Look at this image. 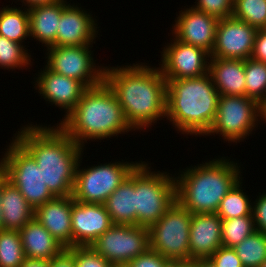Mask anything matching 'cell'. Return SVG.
<instances>
[{
  "instance_id": "cell-42",
  "label": "cell",
  "mask_w": 266,
  "mask_h": 267,
  "mask_svg": "<svg viewBox=\"0 0 266 267\" xmlns=\"http://www.w3.org/2000/svg\"><path fill=\"white\" fill-rule=\"evenodd\" d=\"M20 2H22V7L23 5L26 7H32L35 5H42V4H49V3H53L57 0H18Z\"/></svg>"
},
{
  "instance_id": "cell-39",
  "label": "cell",
  "mask_w": 266,
  "mask_h": 267,
  "mask_svg": "<svg viewBox=\"0 0 266 267\" xmlns=\"http://www.w3.org/2000/svg\"><path fill=\"white\" fill-rule=\"evenodd\" d=\"M49 267H76L74 246L64 248L59 254L49 260Z\"/></svg>"
},
{
  "instance_id": "cell-27",
  "label": "cell",
  "mask_w": 266,
  "mask_h": 267,
  "mask_svg": "<svg viewBox=\"0 0 266 267\" xmlns=\"http://www.w3.org/2000/svg\"><path fill=\"white\" fill-rule=\"evenodd\" d=\"M242 179H240L233 188L221 200L216 214L222 219H232L240 216L252 215V202L243 192Z\"/></svg>"
},
{
  "instance_id": "cell-23",
  "label": "cell",
  "mask_w": 266,
  "mask_h": 267,
  "mask_svg": "<svg viewBox=\"0 0 266 267\" xmlns=\"http://www.w3.org/2000/svg\"><path fill=\"white\" fill-rule=\"evenodd\" d=\"M19 232L27 259L49 261L65 248L34 218Z\"/></svg>"
},
{
  "instance_id": "cell-28",
  "label": "cell",
  "mask_w": 266,
  "mask_h": 267,
  "mask_svg": "<svg viewBox=\"0 0 266 267\" xmlns=\"http://www.w3.org/2000/svg\"><path fill=\"white\" fill-rule=\"evenodd\" d=\"M234 249L243 267H260L266 260V234L255 231Z\"/></svg>"
},
{
  "instance_id": "cell-6",
  "label": "cell",
  "mask_w": 266,
  "mask_h": 267,
  "mask_svg": "<svg viewBox=\"0 0 266 267\" xmlns=\"http://www.w3.org/2000/svg\"><path fill=\"white\" fill-rule=\"evenodd\" d=\"M151 170L145 161L136 167V225L148 229L177 201L176 174Z\"/></svg>"
},
{
  "instance_id": "cell-33",
  "label": "cell",
  "mask_w": 266,
  "mask_h": 267,
  "mask_svg": "<svg viewBox=\"0 0 266 267\" xmlns=\"http://www.w3.org/2000/svg\"><path fill=\"white\" fill-rule=\"evenodd\" d=\"M232 16L256 29H265L266 0H233Z\"/></svg>"
},
{
  "instance_id": "cell-29",
  "label": "cell",
  "mask_w": 266,
  "mask_h": 267,
  "mask_svg": "<svg viewBox=\"0 0 266 267\" xmlns=\"http://www.w3.org/2000/svg\"><path fill=\"white\" fill-rule=\"evenodd\" d=\"M245 96L260 103L266 99V63L252 58L244 60Z\"/></svg>"
},
{
  "instance_id": "cell-21",
  "label": "cell",
  "mask_w": 266,
  "mask_h": 267,
  "mask_svg": "<svg viewBox=\"0 0 266 267\" xmlns=\"http://www.w3.org/2000/svg\"><path fill=\"white\" fill-rule=\"evenodd\" d=\"M70 3L67 0H57L53 3L35 5L28 8L29 34L45 47L56 42L57 28L62 11Z\"/></svg>"
},
{
  "instance_id": "cell-34",
  "label": "cell",
  "mask_w": 266,
  "mask_h": 267,
  "mask_svg": "<svg viewBox=\"0 0 266 267\" xmlns=\"http://www.w3.org/2000/svg\"><path fill=\"white\" fill-rule=\"evenodd\" d=\"M192 7L217 19L228 18L233 13V0H196Z\"/></svg>"
},
{
  "instance_id": "cell-35",
  "label": "cell",
  "mask_w": 266,
  "mask_h": 267,
  "mask_svg": "<svg viewBox=\"0 0 266 267\" xmlns=\"http://www.w3.org/2000/svg\"><path fill=\"white\" fill-rule=\"evenodd\" d=\"M76 267H111V264L90 246H74Z\"/></svg>"
},
{
  "instance_id": "cell-16",
  "label": "cell",
  "mask_w": 266,
  "mask_h": 267,
  "mask_svg": "<svg viewBox=\"0 0 266 267\" xmlns=\"http://www.w3.org/2000/svg\"><path fill=\"white\" fill-rule=\"evenodd\" d=\"M177 16L171 30L172 35L177 40L199 47L211 55L219 19L192 6L179 11Z\"/></svg>"
},
{
  "instance_id": "cell-31",
  "label": "cell",
  "mask_w": 266,
  "mask_h": 267,
  "mask_svg": "<svg viewBox=\"0 0 266 267\" xmlns=\"http://www.w3.org/2000/svg\"><path fill=\"white\" fill-rule=\"evenodd\" d=\"M25 259L20 232L0 230V267H20Z\"/></svg>"
},
{
  "instance_id": "cell-22",
  "label": "cell",
  "mask_w": 266,
  "mask_h": 267,
  "mask_svg": "<svg viewBox=\"0 0 266 267\" xmlns=\"http://www.w3.org/2000/svg\"><path fill=\"white\" fill-rule=\"evenodd\" d=\"M208 73L219 95L245 96L243 59L210 58Z\"/></svg>"
},
{
  "instance_id": "cell-10",
  "label": "cell",
  "mask_w": 266,
  "mask_h": 267,
  "mask_svg": "<svg viewBox=\"0 0 266 267\" xmlns=\"http://www.w3.org/2000/svg\"><path fill=\"white\" fill-rule=\"evenodd\" d=\"M6 150V178L18 188L33 209L55 196L43 181L42 172L32 155L14 138Z\"/></svg>"
},
{
  "instance_id": "cell-48",
  "label": "cell",
  "mask_w": 266,
  "mask_h": 267,
  "mask_svg": "<svg viewBox=\"0 0 266 267\" xmlns=\"http://www.w3.org/2000/svg\"><path fill=\"white\" fill-rule=\"evenodd\" d=\"M111 267H129L128 264L111 265Z\"/></svg>"
},
{
  "instance_id": "cell-3",
  "label": "cell",
  "mask_w": 266,
  "mask_h": 267,
  "mask_svg": "<svg viewBox=\"0 0 266 267\" xmlns=\"http://www.w3.org/2000/svg\"><path fill=\"white\" fill-rule=\"evenodd\" d=\"M76 144L103 140L135 131L127 122L117 97L108 84L87 88L74 109L58 123Z\"/></svg>"
},
{
  "instance_id": "cell-41",
  "label": "cell",
  "mask_w": 266,
  "mask_h": 267,
  "mask_svg": "<svg viewBox=\"0 0 266 267\" xmlns=\"http://www.w3.org/2000/svg\"><path fill=\"white\" fill-rule=\"evenodd\" d=\"M20 267H49V261L26 258Z\"/></svg>"
},
{
  "instance_id": "cell-4",
  "label": "cell",
  "mask_w": 266,
  "mask_h": 267,
  "mask_svg": "<svg viewBox=\"0 0 266 267\" xmlns=\"http://www.w3.org/2000/svg\"><path fill=\"white\" fill-rule=\"evenodd\" d=\"M226 158L191 165L175 177L176 200L190 213H216L221 200L243 178L239 163Z\"/></svg>"
},
{
  "instance_id": "cell-14",
  "label": "cell",
  "mask_w": 266,
  "mask_h": 267,
  "mask_svg": "<svg viewBox=\"0 0 266 267\" xmlns=\"http://www.w3.org/2000/svg\"><path fill=\"white\" fill-rule=\"evenodd\" d=\"M258 29L233 16L219 19L210 58H251Z\"/></svg>"
},
{
  "instance_id": "cell-30",
  "label": "cell",
  "mask_w": 266,
  "mask_h": 267,
  "mask_svg": "<svg viewBox=\"0 0 266 267\" xmlns=\"http://www.w3.org/2000/svg\"><path fill=\"white\" fill-rule=\"evenodd\" d=\"M256 231L252 215L222 220V246L234 248Z\"/></svg>"
},
{
  "instance_id": "cell-37",
  "label": "cell",
  "mask_w": 266,
  "mask_h": 267,
  "mask_svg": "<svg viewBox=\"0 0 266 267\" xmlns=\"http://www.w3.org/2000/svg\"><path fill=\"white\" fill-rule=\"evenodd\" d=\"M173 262L149 249L128 263L129 267H170Z\"/></svg>"
},
{
  "instance_id": "cell-5",
  "label": "cell",
  "mask_w": 266,
  "mask_h": 267,
  "mask_svg": "<svg viewBox=\"0 0 266 267\" xmlns=\"http://www.w3.org/2000/svg\"><path fill=\"white\" fill-rule=\"evenodd\" d=\"M166 81V119L181 134L204 136L215 120L220 96L209 73Z\"/></svg>"
},
{
  "instance_id": "cell-44",
  "label": "cell",
  "mask_w": 266,
  "mask_h": 267,
  "mask_svg": "<svg viewBox=\"0 0 266 267\" xmlns=\"http://www.w3.org/2000/svg\"><path fill=\"white\" fill-rule=\"evenodd\" d=\"M258 119H259V124H260V119H261V122L263 120V121H265L263 123H266V99L259 103Z\"/></svg>"
},
{
  "instance_id": "cell-13",
  "label": "cell",
  "mask_w": 266,
  "mask_h": 267,
  "mask_svg": "<svg viewBox=\"0 0 266 267\" xmlns=\"http://www.w3.org/2000/svg\"><path fill=\"white\" fill-rule=\"evenodd\" d=\"M164 45L159 68L165 79H188L208 73L210 54L193 45L177 40L173 35Z\"/></svg>"
},
{
  "instance_id": "cell-45",
  "label": "cell",
  "mask_w": 266,
  "mask_h": 267,
  "mask_svg": "<svg viewBox=\"0 0 266 267\" xmlns=\"http://www.w3.org/2000/svg\"><path fill=\"white\" fill-rule=\"evenodd\" d=\"M0 159V181L6 176V151Z\"/></svg>"
},
{
  "instance_id": "cell-32",
  "label": "cell",
  "mask_w": 266,
  "mask_h": 267,
  "mask_svg": "<svg viewBox=\"0 0 266 267\" xmlns=\"http://www.w3.org/2000/svg\"><path fill=\"white\" fill-rule=\"evenodd\" d=\"M25 47L26 45L23 46L0 35V68L10 71L11 69L15 70L20 68L23 70L27 69L29 67L28 65L31 66L32 58L28 53V49Z\"/></svg>"
},
{
  "instance_id": "cell-18",
  "label": "cell",
  "mask_w": 266,
  "mask_h": 267,
  "mask_svg": "<svg viewBox=\"0 0 266 267\" xmlns=\"http://www.w3.org/2000/svg\"><path fill=\"white\" fill-rule=\"evenodd\" d=\"M95 22H97L96 18L91 13L89 14L75 3H70L62 11L56 42L52 46L93 45L99 31Z\"/></svg>"
},
{
  "instance_id": "cell-25",
  "label": "cell",
  "mask_w": 266,
  "mask_h": 267,
  "mask_svg": "<svg viewBox=\"0 0 266 267\" xmlns=\"http://www.w3.org/2000/svg\"><path fill=\"white\" fill-rule=\"evenodd\" d=\"M104 205L113 224L136 225V168Z\"/></svg>"
},
{
  "instance_id": "cell-1",
  "label": "cell",
  "mask_w": 266,
  "mask_h": 267,
  "mask_svg": "<svg viewBox=\"0 0 266 267\" xmlns=\"http://www.w3.org/2000/svg\"><path fill=\"white\" fill-rule=\"evenodd\" d=\"M124 66H106L104 81L117 97L129 125L144 131L166 118L167 81L159 67L142 62Z\"/></svg>"
},
{
  "instance_id": "cell-24",
  "label": "cell",
  "mask_w": 266,
  "mask_h": 267,
  "mask_svg": "<svg viewBox=\"0 0 266 267\" xmlns=\"http://www.w3.org/2000/svg\"><path fill=\"white\" fill-rule=\"evenodd\" d=\"M0 209L5 230L19 231L34 218V209L6 176L2 179Z\"/></svg>"
},
{
  "instance_id": "cell-47",
  "label": "cell",
  "mask_w": 266,
  "mask_h": 267,
  "mask_svg": "<svg viewBox=\"0 0 266 267\" xmlns=\"http://www.w3.org/2000/svg\"><path fill=\"white\" fill-rule=\"evenodd\" d=\"M1 196H2V180L0 181V203H1ZM0 230H3V216L1 209H0Z\"/></svg>"
},
{
  "instance_id": "cell-17",
  "label": "cell",
  "mask_w": 266,
  "mask_h": 267,
  "mask_svg": "<svg viewBox=\"0 0 266 267\" xmlns=\"http://www.w3.org/2000/svg\"><path fill=\"white\" fill-rule=\"evenodd\" d=\"M71 218L73 246H90L113 225L104 204L82 203L74 199Z\"/></svg>"
},
{
  "instance_id": "cell-36",
  "label": "cell",
  "mask_w": 266,
  "mask_h": 267,
  "mask_svg": "<svg viewBox=\"0 0 266 267\" xmlns=\"http://www.w3.org/2000/svg\"><path fill=\"white\" fill-rule=\"evenodd\" d=\"M209 260L215 267H243L234 248L221 246Z\"/></svg>"
},
{
  "instance_id": "cell-38",
  "label": "cell",
  "mask_w": 266,
  "mask_h": 267,
  "mask_svg": "<svg viewBox=\"0 0 266 267\" xmlns=\"http://www.w3.org/2000/svg\"><path fill=\"white\" fill-rule=\"evenodd\" d=\"M252 216L256 231L266 234V193L257 196L252 204Z\"/></svg>"
},
{
  "instance_id": "cell-9",
  "label": "cell",
  "mask_w": 266,
  "mask_h": 267,
  "mask_svg": "<svg viewBox=\"0 0 266 267\" xmlns=\"http://www.w3.org/2000/svg\"><path fill=\"white\" fill-rule=\"evenodd\" d=\"M259 103L247 96L220 95L215 120L205 134H219L224 141L236 143L253 134L259 125Z\"/></svg>"
},
{
  "instance_id": "cell-11",
  "label": "cell",
  "mask_w": 266,
  "mask_h": 267,
  "mask_svg": "<svg viewBox=\"0 0 266 267\" xmlns=\"http://www.w3.org/2000/svg\"><path fill=\"white\" fill-rule=\"evenodd\" d=\"M90 247L111 265L128 264L150 249L149 229L137 225L113 224Z\"/></svg>"
},
{
  "instance_id": "cell-49",
  "label": "cell",
  "mask_w": 266,
  "mask_h": 267,
  "mask_svg": "<svg viewBox=\"0 0 266 267\" xmlns=\"http://www.w3.org/2000/svg\"><path fill=\"white\" fill-rule=\"evenodd\" d=\"M260 267H266V260L264 261V263Z\"/></svg>"
},
{
  "instance_id": "cell-2",
  "label": "cell",
  "mask_w": 266,
  "mask_h": 267,
  "mask_svg": "<svg viewBox=\"0 0 266 267\" xmlns=\"http://www.w3.org/2000/svg\"><path fill=\"white\" fill-rule=\"evenodd\" d=\"M33 125L19 129L14 138L32 155L43 181L55 197L72 196L76 168L84 148L58 125Z\"/></svg>"
},
{
  "instance_id": "cell-7",
  "label": "cell",
  "mask_w": 266,
  "mask_h": 267,
  "mask_svg": "<svg viewBox=\"0 0 266 267\" xmlns=\"http://www.w3.org/2000/svg\"><path fill=\"white\" fill-rule=\"evenodd\" d=\"M82 156L77 164L72 192V198L82 203L104 204L107 198L142 162H123L122 160V162L87 166L85 169L80 167Z\"/></svg>"
},
{
  "instance_id": "cell-15",
  "label": "cell",
  "mask_w": 266,
  "mask_h": 267,
  "mask_svg": "<svg viewBox=\"0 0 266 267\" xmlns=\"http://www.w3.org/2000/svg\"><path fill=\"white\" fill-rule=\"evenodd\" d=\"M44 66L36 75L38 77L35 78L34 88L36 87L45 101H49L48 103L54 104L60 110H65V117L77 105L87 87L77 79L60 75Z\"/></svg>"
},
{
  "instance_id": "cell-43",
  "label": "cell",
  "mask_w": 266,
  "mask_h": 267,
  "mask_svg": "<svg viewBox=\"0 0 266 267\" xmlns=\"http://www.w3.org/2000/svg\"><path fill=\"white\" fill-rule=\"evenodd\" d=\"M191 262L194 267H215L209 259H196Z\"/></svg>"
},
{
  "instance_id": "cell-20",
  "label": "cell",
  "mask_w": 266,
  "mask_h": 267,
  "mask_svg": "<svg viewBox=\"0 0 266 267\" xmlns=\"http://www.w3.org/2000/svg\"><path fill=\"white\" fill-rule=\"evenodd\" d=\"M222 219L216 213L192 214L189 246L190 262L209 259L222 246Z\"/></svg>"
},
{
  "instance_id": "cell-46",
  "label": "cell",
  "mask_w": 266,
  "mask_h": 267,
  "mask_svg": "<svg viewBox=\"0 0 266 267\" xmlns=\"http://www.w3.org/2000/svg\"><path fill=\"white\" fill-rule=\"evenodd\" d=\"M170 267H194L192 262H176L172 263Z\"/></svg>"
},
{
  "instance_id": "cell-40",
  "label": "cell",
  "mask_w": 266,
  "mask_h": 267,
  "mask_svg": "<svg viewBox=\"0 0 266 267\" xmlns=\"http://www.w3.org/2000/svg\"><path fill=\"white\" fill-rule=\"evenodd\" d=\"M251 58L266 63V28L258 29Z\"/></svg>"
},
{
  "instance_id": "cell-12",
  "label": "cell",
  "mask_w": 266,
  "mask_h": 267,
  "mask_svg": "<svg viewBox=\"0 0 266 267\" xmlns=\"http://www.w3.org/2000/svg\"><path fill=\"white\" fill-rule=\"evenodd\" d=\"M93 45L50 46L46 48V66L55 73L77 79L87 88L104 81L105 66H98L93 58Z\"/></svg>"
},
{
  "instance_id": "cell-19",
  "label": "cell",
  "mask_w": 266,
  "mask_h": 267,
  "mask_svg": "<svg viewBox=\"0 0 266 267\" xmlns=\"http://www.w3.org/2000/svg\"><path fill=\"white\" fill-rule=\"evenodd\" d=\"M72 196L55 197L34 209V219L65 248L73 247Z\"/></svg>"
},
{
  "instance_id": "cell-8",
  "label": "cell",
  "mask_w": 266,
  "mask_h": 267,
  "mask_svg": "<svg viewBox=\"0 0 266 267\" xmlns=\"http://www.w3.org/2000/svg\"><path fill=\"white\" fill-rule=\"evenodd\" d=\"M192 213L176 201L149 228L150 249L173 263L190 262L189 232Z\"/></svg>"
},
{
  "instance_id": "cell-26",
  "label": "cell",
  "mask_w": 266,
  "mask_h": 267,
  "mask_svg": "<svg viewBox=\"0 0 266 267\" xmlns=\"http://www.w3.org/2000/svg\"><path fill=\"white\" fill-rule=\"evenodd\" d=\"M0 35L23 45L24 40L30 37L28 8L1 7Z\"/></svg>"
}]
</instances>
